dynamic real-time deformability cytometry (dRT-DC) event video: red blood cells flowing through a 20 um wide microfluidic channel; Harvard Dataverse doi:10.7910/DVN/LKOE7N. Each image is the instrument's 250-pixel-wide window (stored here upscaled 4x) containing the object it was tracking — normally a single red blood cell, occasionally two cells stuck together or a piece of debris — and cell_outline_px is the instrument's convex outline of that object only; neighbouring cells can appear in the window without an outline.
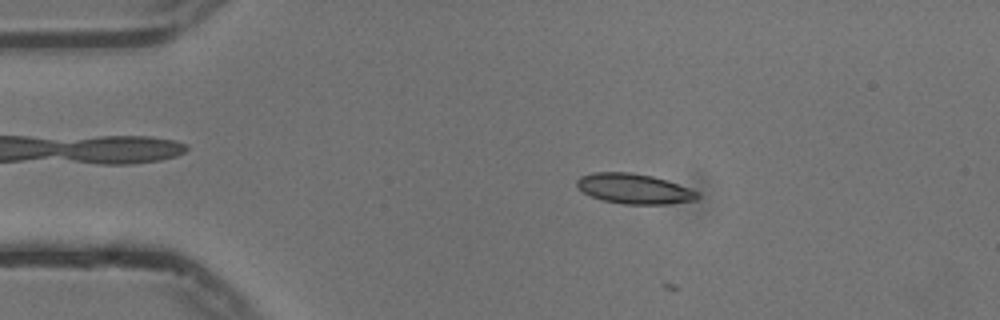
{"species": "common noctule bat (a hibernating species)", "species_latin": "Nyctalus noctula", "temperature_condition": "cold", "stored_images_in_passage": 10, "camera_frame_rate_fps": 3000, "um_per_image_px": 0.085, "animal": {"sex": "male", "body_mass_g": 13.3}, "frame": {"image": 1, "passage_image": 9, "time_ms": 2.667, "image_size_px": [1000, 320], "cell_outline_px": [[700, 196], [696, 200], [668, 204], [624, 204], [604, 200], [592, 196], [576, 188], [576, 180], [580, 176], [592, 172], [628, 172], [652, 176], [668, 180], [688, 188], [696, 192]], "centroid_in_image_um": [53.87, 16.03], "position_along_channel_um": 31.1, "area_um2": 21.1}}